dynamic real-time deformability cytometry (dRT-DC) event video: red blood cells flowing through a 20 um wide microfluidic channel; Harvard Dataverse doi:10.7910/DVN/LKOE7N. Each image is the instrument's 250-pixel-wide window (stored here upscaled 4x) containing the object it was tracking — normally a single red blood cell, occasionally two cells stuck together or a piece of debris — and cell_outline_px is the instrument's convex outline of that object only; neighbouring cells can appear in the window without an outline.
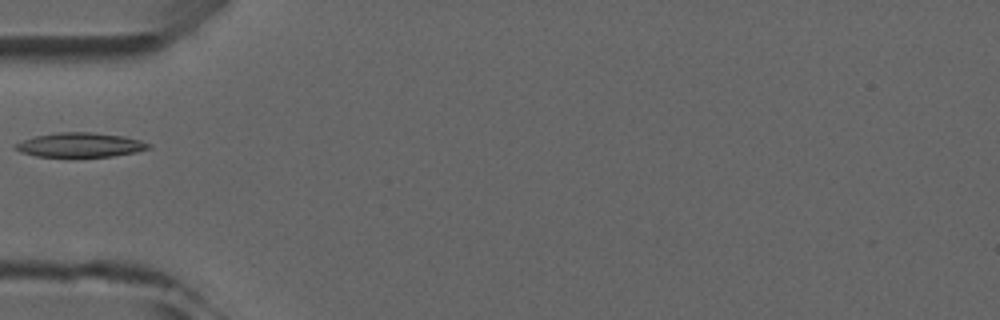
{"species": "common noctule bat (a hibernating species)", "species_latin": "Nyctalus noctula", "temperature_condition": "room temperature", "stored_images_in_passage": 5, "camera_frame_rate_fps": 3000, "um_per_image_px": 0.085, "animal": {"sex": "male", "forearm_length_mm": 52.5}, "frame": {"image": 1, "passage_image": 3, "time_ms": 2.333, "image_size_px": [1000, 320], "cell_outline_px": [[152, 148], [136, 152], [112, 156], [36, 156], [20, 152], [12, 148], [12, 144], [36, 136], [60, 132], [92, 132], [124, 136], [140, 140], [152, 144]], "centroid_in_image_um": [6.82, 12.31], "position_along_channel_um": 78.2, "area_um2": 18.9}}
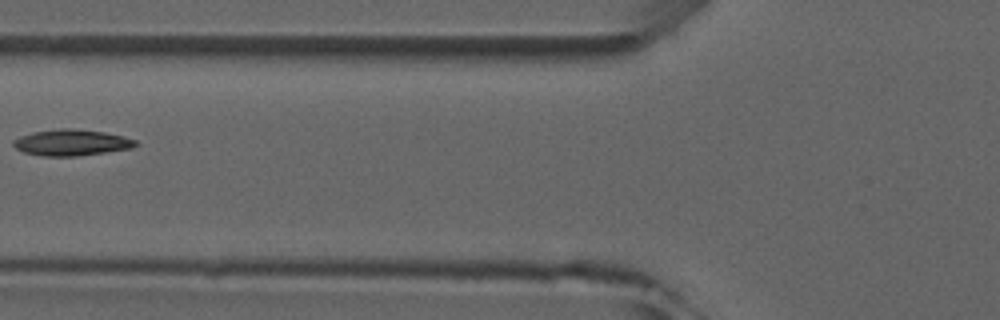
{"frame": {"image": 2, "passage_image": 4, "time_ms": 3.333, "image_size_px": [1000, 320], "cell_outline_px": [[136, 144], [132, 148], [76, 156], [44, 156], [24, 152], [16, 148], [12, 144], [12, 140], [20, 136], [32, 132], [60, 128], [72, 128], [104, 132], [124, 136], [136, 140]], "centroid_in_image_um": [6.04, 12.11], "position_along_channel_um": 119.8, "area_um2": 18.55}}
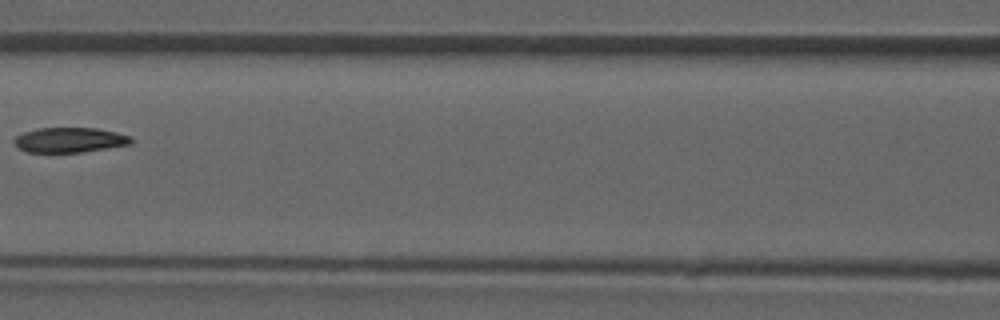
{"frame": {"image": 3, "passage_image": 5, "time_ms": 4.333, "image_size_px": [1000, 320], "cell_outline_px": [[132, 144], [80, 152], [28, 152], [20, 148], [12, 140], [16, 136], [24, 132], [36, 128], [96, 128], [116, 132], [132, 136]], "centroid_in_image_um": [5.93, 11.89], "position_along_channel_um": 160.7, "area_um2": 16.94}}